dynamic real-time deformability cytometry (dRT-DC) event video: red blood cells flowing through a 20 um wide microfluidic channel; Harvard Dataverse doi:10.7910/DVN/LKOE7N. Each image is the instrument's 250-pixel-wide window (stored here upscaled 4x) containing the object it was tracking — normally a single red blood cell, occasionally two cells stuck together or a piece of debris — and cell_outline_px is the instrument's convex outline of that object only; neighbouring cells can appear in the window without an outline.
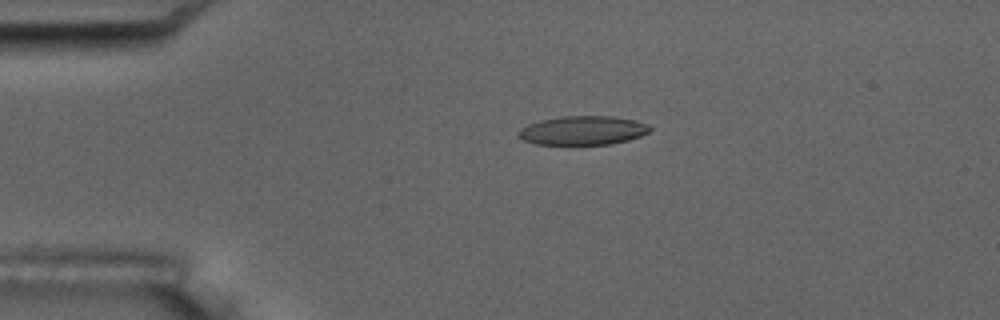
{"species": "common noctule bat (a hibernating species)", "species_latin": "Nyctalus noctula", "temperature_condition": "room temperature", "stored_images_in_passage": 3, "camera_frame_rate_fps": 3000, "um_per_image_px": 0.085, "animal": {"sex": "male", "body_mass_g": 17.5, "forearm_length_mm": 52.3}, "frame": {"image": 1, "passage_image": 2, "time_ms": 1.0, "image_size_px": [1000, 320], "cell_outline_px": [[652, 128], [648, 132], [640, 136], [628, 140], [612, 144], [536, 144], [524, 140], [520, 136], [520, 128], [528, 124], [540, 120], [560, 116], [612, 116], [636, 120]], "centroid_in_image_um": [49.55, 11.08], "position_along_channel_um": 35.4, "area_um2": 21.96}}